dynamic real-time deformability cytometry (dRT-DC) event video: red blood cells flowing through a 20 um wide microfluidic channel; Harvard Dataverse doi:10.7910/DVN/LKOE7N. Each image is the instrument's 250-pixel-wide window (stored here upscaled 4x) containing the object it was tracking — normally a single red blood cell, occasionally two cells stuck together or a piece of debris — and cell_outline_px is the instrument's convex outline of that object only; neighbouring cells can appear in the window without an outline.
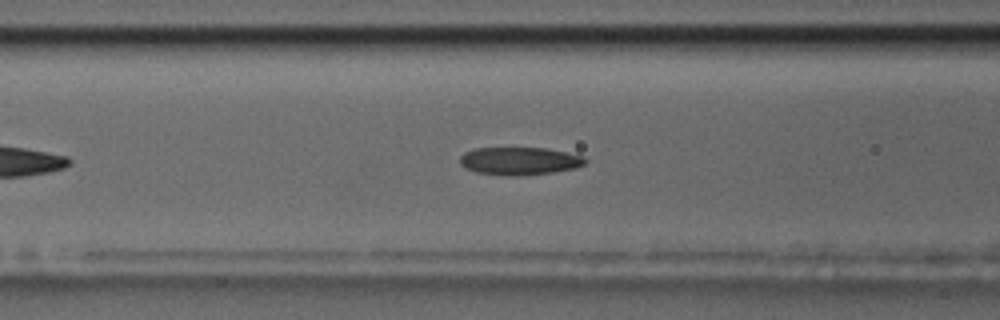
{"species": "common noctule bat (a hibernating species)", "species_latin": "Nyctalus noctula", "temperature_condition": "room temperature", "stored_images_in_passage": 48, "camera_frame_rate_fps": 3000, "um_per_image_px": 0.085, "animal": {"sex": "male", "body_mass_g": 17.5, "forearm_length_mm": 52.3}, "frame": {"image": 1, "passage_image": 13, "time_ms": 4.0, "image_size_px": [1000, 320], "cell_outline_px": [[588, 160], [584, 164], [576, 168], [552, 172], [520, 176], [500, 176], [476, 172], [464, 168], [460, 164], [460, 156], [464, 152], [472, 148], [544, 148], [584, 156]], "centroid_in_image_um": [44.11, 13.69], "position_along_channel_um": 122.5, "area_um2": 20.52}}
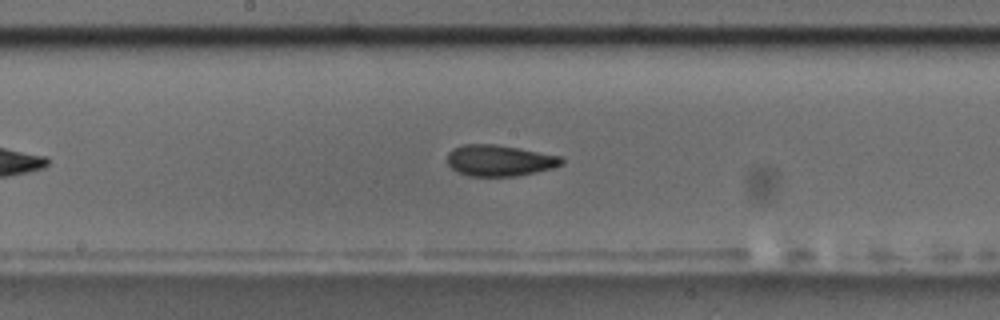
{"frame": {"image": 2, "passage_image": 20, "time_ms": 6.333, "image_size_px": [1000, 320], "cell_outline_px": [[564, 164], [552, 168], [536, 172], [516, 176], [468, 176], [452, 168], [448, 164], [448, 152], [452, 148], [464, 144], [496, 144], [520, 148], [560, 156], [564, 160]], "centroid_in_image_um": [42.47, 13.63], "position_along_channel_um": 205.7, "area_um2": 20.81}}
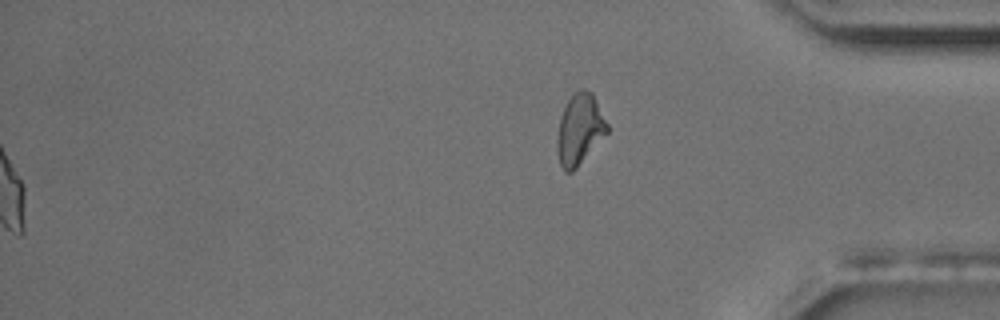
{"frame": {"image": 3, "passage_image": 48, "time_ms": 15.667, "image_size_px": [1000, 320], "cell_outline_px": [[608, 132], [576, 168], [572, 172], [564, 172], [560, 164], [556, 148], [556, 136], [560, 116], [572, 92], [580, 88], [584, 88], [592, 92], [608, 124]], "centroid_in_image_um": [49.25, 10.97], "position_along_channel_um": 386.0, "area_um2": 20.81}, "authors_computed_cell_mechanics": {"area_um2": 20.8658, "velocity_mm_per_s": 3.5888, "shape_relaxation_time_tau1_ms": 10.9129, "shape_relaxation_time_tau2_ms": 2.3073, "deformation_change_tau1": 0.2327, "deformation_change_tau2": 0.0905}}